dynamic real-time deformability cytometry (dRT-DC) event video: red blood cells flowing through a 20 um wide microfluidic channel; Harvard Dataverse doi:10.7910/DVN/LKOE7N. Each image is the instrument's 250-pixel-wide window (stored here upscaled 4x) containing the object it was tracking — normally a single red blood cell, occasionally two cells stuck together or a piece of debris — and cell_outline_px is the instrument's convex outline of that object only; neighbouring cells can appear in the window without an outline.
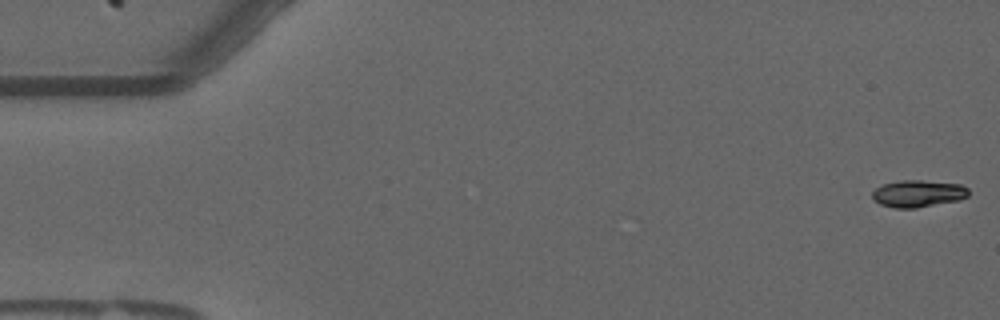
{"species": "common noctule bat (a hibernating species)", "species_latin": "Nyctalus noctula", "temperature_condition": "warm", "stored_images_in_passage": 50, "camera_frame_rate_fps": 3000, "um_per_image_px": 0.085, "animal": {"sex": "male", "forearm_length_mm": 52.5}, "frame": {"image": 1, "passage_image": 1, "time_ms": 0.0, "image_size_px": [1000, 320], "cell_outline_px": [[968, 196], [960, 200], [916, 208], [896, 208], [880, 204], [872, 200], [872, 192], [876, 188], [884, 184], [900, 180], [920, 180], [960, 184], [968, 188]], "centroid_in_image_um": [78.03, 16.46], "position_along_channel_um": 7.0, "area_um2": 15.2}}
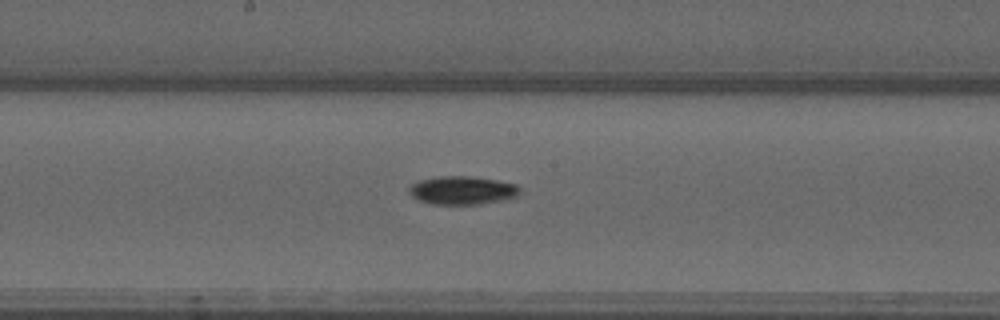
{"frame": {"image": 2, "passage_image": 29, "time_ms": 9.333, "image_size_px": [1000, 320], "cell_outline_px": [[520, 192], [516, 196], [508, 200], [484, 204], [428, 204], [412, 196], [408, 192], [408, 188], [412, 184], [420, 180], [440, 176], [468, 176], [496, 180], [516, 184], [520, 188]], "centroid_in_image_um": [39.32, 16.19], "position_along_channel_um": 208.9, "area_um2": 18.44}}
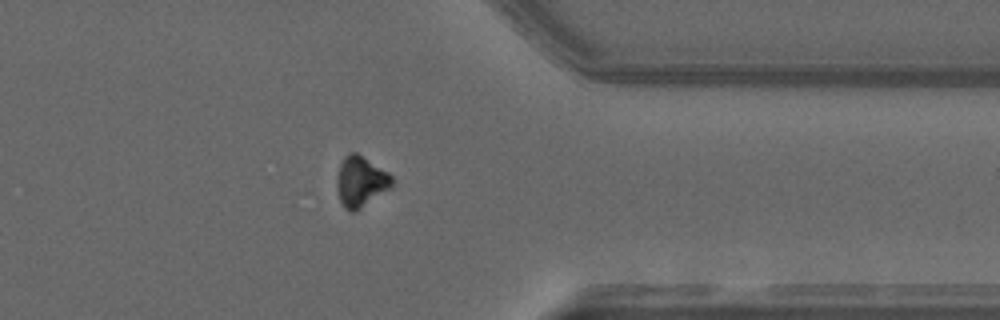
{"frame": {"image": 3, "passage_image": 44, "time_ms": 14.333, "image_size_px": [1000, 320], "cell_outline_px": [[392, 188], [356, 212], [348, 212], [344, 208], [340, 200], [336, 188], [336, 180], [340, 164], [344, 156], [348, 152], [356, 152], [388, 172], [392, 176]], "centroid_in_image_um": [30.65, 15.46], "position_along_channel_um": 380.7, "area_um2": 16.53}}